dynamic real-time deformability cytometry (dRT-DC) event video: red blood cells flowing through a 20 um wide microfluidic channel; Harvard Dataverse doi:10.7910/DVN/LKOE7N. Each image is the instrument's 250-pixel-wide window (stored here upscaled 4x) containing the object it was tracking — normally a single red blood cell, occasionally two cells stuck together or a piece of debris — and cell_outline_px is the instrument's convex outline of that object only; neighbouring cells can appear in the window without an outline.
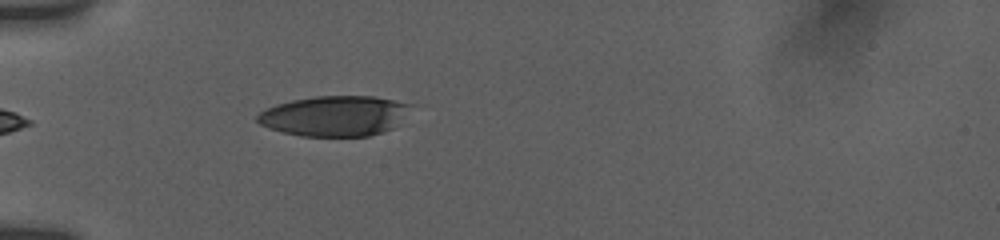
{"species": "human", "species_latin": "Homo sapiens", "temperature_condition": "room temperature", "stored_images_in_passage": 4, "camera_frame_rate_fps": 3000, "um_per_image_px": 0.085, "donor": {"sex": "female"}, "frame": {"image": 1, "passage_image": 4, "time_ms": 3.667, "image_size_px": [1000, 240], "cell_outline_px": [[412, 104], [392, 128], [384, 132], [368, 136], [300, 136], [268, 128], [260, 124], [256, 120], [256, 116], [260, 112], [276, 104], [292, 100], [316, 96], [372, 96]], "centroid_in_image_um": [28.38, 9.85], "position_along_channel_um": 56.6, "area_um2": 35.6}}